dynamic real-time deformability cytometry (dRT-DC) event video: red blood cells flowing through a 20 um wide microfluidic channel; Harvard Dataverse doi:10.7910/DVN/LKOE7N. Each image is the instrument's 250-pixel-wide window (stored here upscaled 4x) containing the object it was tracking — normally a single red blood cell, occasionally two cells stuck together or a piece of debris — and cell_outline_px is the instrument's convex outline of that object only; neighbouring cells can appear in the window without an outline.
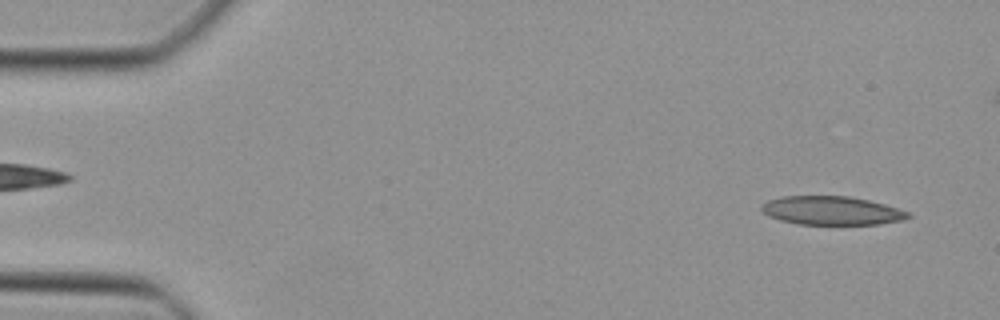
{"species": "Egyptian fruit bat (a non-hibernating species)", "species_latin": "Rousettus aegyptiacus", "temperature_condition": "cold", "stored_images_in_passage": 10, "camera_frame_rate_fps": 3000, "um_per_image_px": 0.085, "animal": {"sex": "female"}, "frame": {"image": 1, "passage_image": 2, "time_ms": 0.333, "image_size_px": [1000, 320], "cell_outline_px": [[912, 216], [900, 220], [880, 224], [800, 224], [780, 220], [768, 216], [760, 208], [768, 200], [780, 196], [848, 196], [868, 200], [884, 204], [908, 212]], "centroid_in_image_um": [70.66, 17.89], "position_along_channel_um": 14.3, "area_um2": 24.22}}